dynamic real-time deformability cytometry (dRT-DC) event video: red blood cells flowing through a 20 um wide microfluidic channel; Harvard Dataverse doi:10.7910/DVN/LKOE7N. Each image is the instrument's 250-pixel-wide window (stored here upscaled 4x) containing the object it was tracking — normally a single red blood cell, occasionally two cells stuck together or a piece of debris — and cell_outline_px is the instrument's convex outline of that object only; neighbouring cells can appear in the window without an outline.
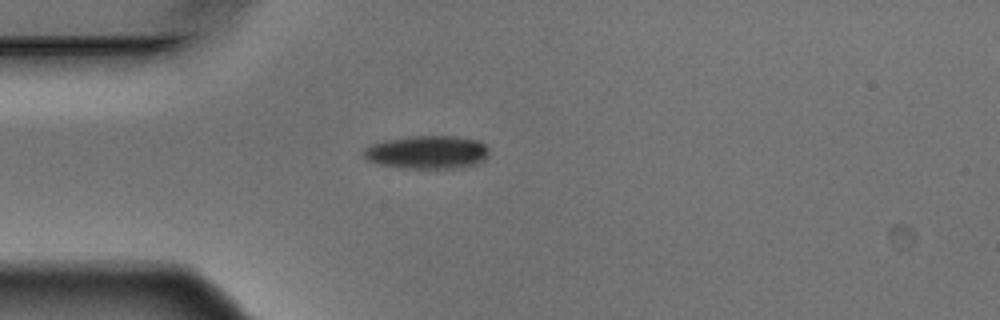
{"species": "Egyptian fruit bat (a non-hibernating species)", "species_latin": "Rousettus aegyptiacus", "temperature_condition": "warm", "stored_images_in_passage": 2, "camera_frame_rate_fps": 3000, "um_per_image_px": 0.085, "animal": {"sex": "male"}, "frame": {"image": 1, "passage_image": 1, "time_ms": 0.0, "image_size_px": [1000, 320], "cell_outline_px": [[488, 156], [484, 160], [476, 164], [464, 168], [400, 168], [380, 164], [368, 160], [364, 156], [364, 148], [372, 144], [384, 140], [412, 136], [452, 136], [480, 140], [488, 148]], "centroid_in_image_um": [36.35, 12.94], "position_along_channel_um": 48.7, "area_um2": 24.39}}